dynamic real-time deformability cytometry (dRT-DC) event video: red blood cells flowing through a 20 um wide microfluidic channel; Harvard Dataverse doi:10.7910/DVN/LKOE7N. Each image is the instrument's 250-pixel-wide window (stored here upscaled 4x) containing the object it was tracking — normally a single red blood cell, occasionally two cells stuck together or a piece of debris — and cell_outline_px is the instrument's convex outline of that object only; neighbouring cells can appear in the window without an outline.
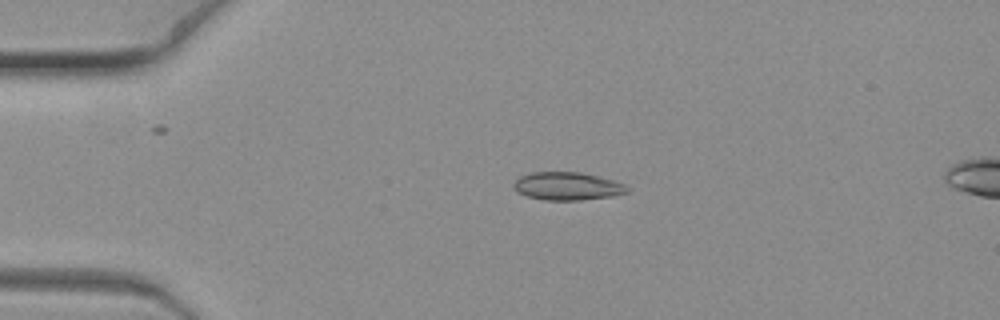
{"species": "common noctule bat (a hibernating species)", "species_latin": "Nyctalus noctula", "temperature_condition": "warm", "stored_images_in_passage": 8, "camera_frame_rate_fps": 3000, "um_per_image_px": 0.085, "animal": {"sex": "female", "body_mass_g": 19.3, "forearm_length_mm": 54.1}, "frame": {"image": 1, "passage_image": 4, "time_ms": 1.0, "image_size_px": [1000, 320], "cell_outline_px": [[632, 188], [628, 192], [612, 196], [580, 200], [544, 200], [528, 196], [516, 192], [512, 184], [520, 176], [532, 172], [580, 172], [612, 180], [624, 184]], "centroid_in_image_um": [48.22, 15.82], "position_along_channel_um": 36.8, "area_um2": 18.5}}
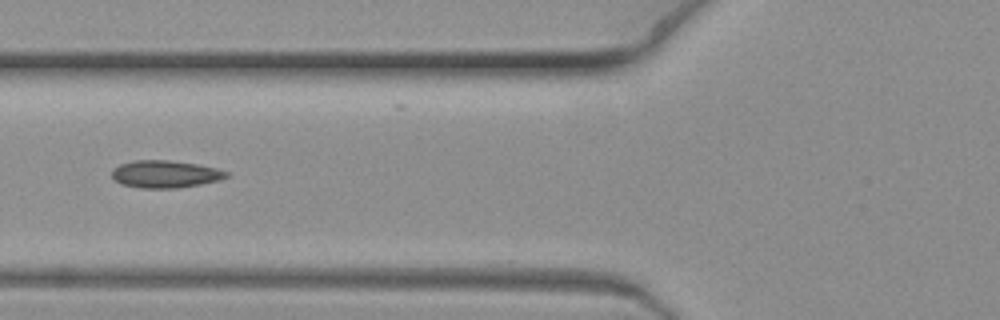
{"frame": {"image": 2, "passage_image": 7, "time_ms": 2.0, "image_size_px": [1000, 320], "cell_outline_px": [[228, 176], [220, 180], [200, 184], [176, 188], [140, 188], [120, 184], [112, 176], [112, 168], [120, 164], [136, 160], [168, 160], [196, 164], [216, 168], [228, 172]], "centroid_in_image_um": [14.02, 14.8], "position_along_channel_um": 111.8, "area_um2": 18.21}}